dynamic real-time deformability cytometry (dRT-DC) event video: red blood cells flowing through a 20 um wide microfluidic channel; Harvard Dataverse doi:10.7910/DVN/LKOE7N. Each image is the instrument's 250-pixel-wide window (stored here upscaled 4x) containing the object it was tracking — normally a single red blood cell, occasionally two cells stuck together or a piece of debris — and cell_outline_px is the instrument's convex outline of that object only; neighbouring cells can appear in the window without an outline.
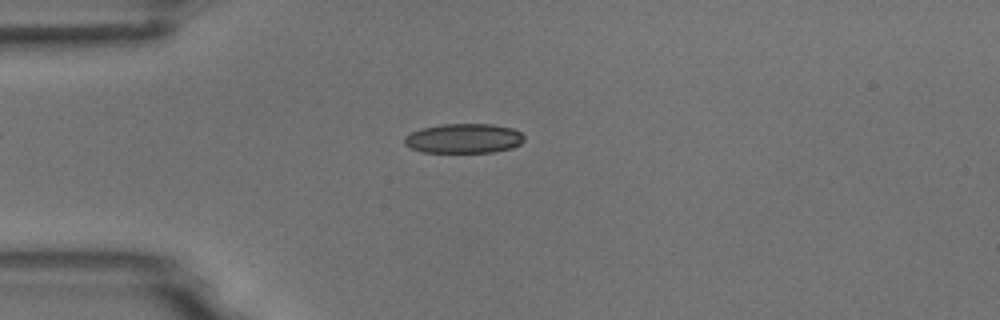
{"species": "common noctule bat (a hibernating species)", "species_latin": "Nyctalus noctula", "temperature_condition": "room temperature", "stored_images_in_passage": 3, "camera_frame_rate_fps": 3000, "um_per_image_px": 0.085, "animal": {"sex": "male", "body_mass_g": 18.8}, "frame": {"image": 1, "passage_image": 3, "time_ms": 2.333, "image_size_px": [1000, 320], "cell_outline_px": [[524, 140], [520, 144], [512, 148], [492, 152], [424, 152], [412, 148], [404, 144], [404, 136], [420, 128], [440, 124], [492, 124], [512, 128], [520, 132], [524, 136]], "centroid_in_image_um": [39.42, 11.76], "position_along_channel_um": 45.6, "area_um2": 20.69}}